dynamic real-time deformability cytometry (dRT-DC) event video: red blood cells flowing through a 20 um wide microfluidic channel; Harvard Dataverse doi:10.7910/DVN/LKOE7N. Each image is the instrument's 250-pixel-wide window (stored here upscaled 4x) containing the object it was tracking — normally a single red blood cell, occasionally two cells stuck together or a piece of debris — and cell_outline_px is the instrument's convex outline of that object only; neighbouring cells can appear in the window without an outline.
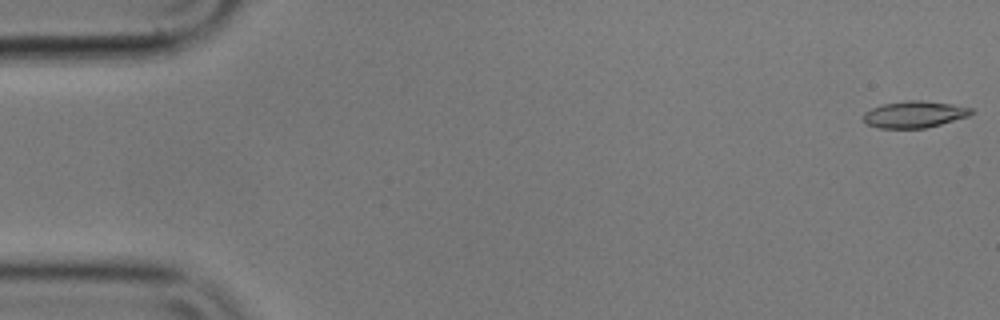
{"species": "common noctule bat (a hibernating species)", "species_latin": "Nyctalus noctula", "temperature_condition": "cold", "stored_images_in_passage": 51, "camera_frame_rate_fps": 3000, "um_per_image_px": 0.085, "animal": {"sex": "male", "body_mass_g": 17.9}, "frame": {"image": 1, "passage_image": 1, "time_ms": 0.0, "image_size_px": [1000, 320], "cell_outline_px": [[976, 112], [968, 116], [940, 124], [924, 128], [880, 128], [868, 124], [860, 120], [860, 116], [864, 112], [872, 108], [884, 104], [908, 100], [924, 100], [952, 104], [972, 108]], "centroid_in_image_um": [77.7, 9.72], "position_along_channel_um": 7.3, "area_um2": 16.88}}
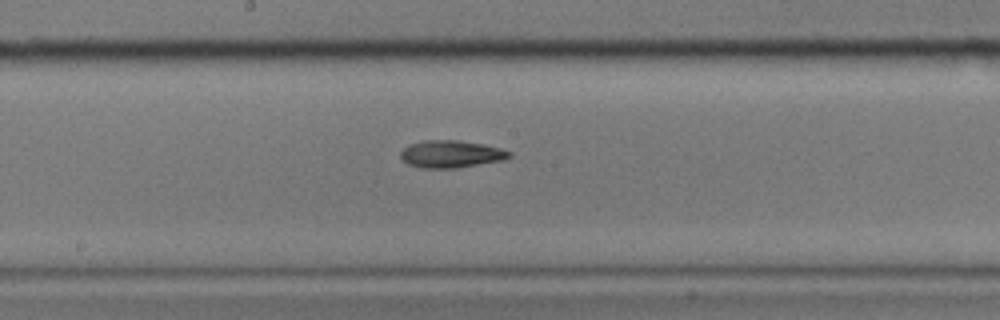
{"frame": {"image": 2, "passage_image": 29, "time_ms": 9.333, "image_size_px": [1000, 320], "cell_outline_px": [[512, 156], [504, 160], [456, 168], [420, 168], [408, 164], [400, 156], [400, 152], [408, 144], [424, 140], [456, 140], [484, 144], [500, 148], [512, 152]], "centroid_in_image_um": [38.34, 13.09], "position_along_channel_um": 209.9, "area_um2": 17.4}}
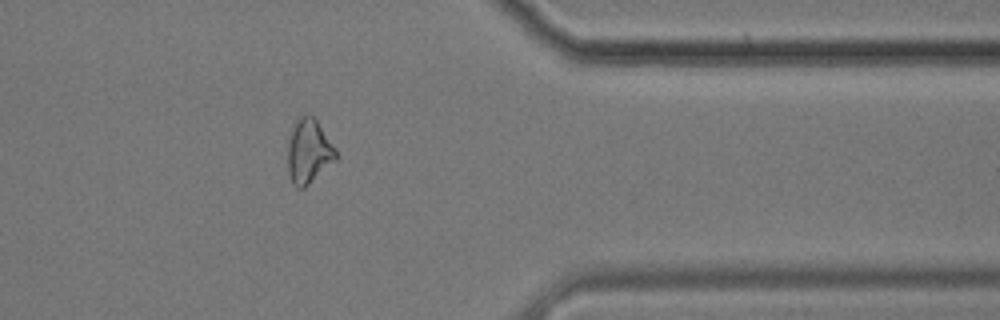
{"frame": {"image": 3, "passage_image": 45, "time_ms": 14.667, "image_size_px": [1000, 320], "cell_outline_px": [[336, 160], [304, 188], [296, 188], [292, 184], [288, 172], [288, 140], [296, 120], [304, 112], [308, 112], [316, 120], [336, 148]], "centroid_in_image_um": [26.23, 12.86], "position_along_channel_um": 385.2, "area_um2": 18.09}}